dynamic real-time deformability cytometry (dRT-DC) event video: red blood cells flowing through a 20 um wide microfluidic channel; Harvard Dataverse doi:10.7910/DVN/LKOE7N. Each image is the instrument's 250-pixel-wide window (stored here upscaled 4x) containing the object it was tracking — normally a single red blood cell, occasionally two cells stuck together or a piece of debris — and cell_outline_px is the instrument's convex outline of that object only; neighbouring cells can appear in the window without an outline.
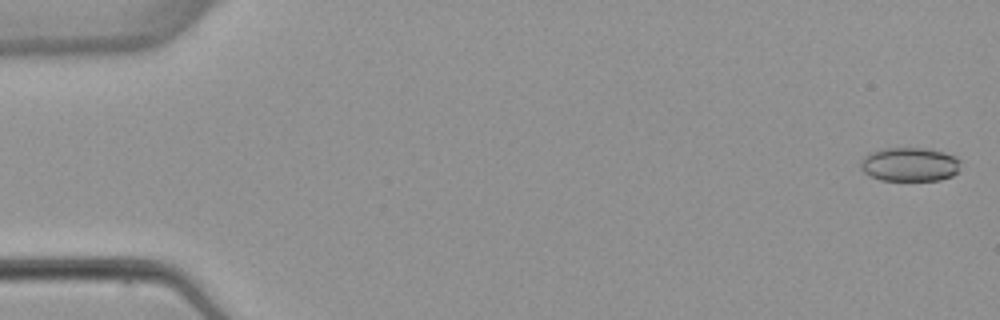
{"species": "common noctule bat (a hibernating species)", "species_latin": "Nyctalus noctula", "temperature_condition": "warm", "stored_images_in_passage": 2, "camera_frame_rate_fps": 3000, "um_per_image_px": 0.085, "animal": {"sex": "female", "body_mass_g": 22.7, "forearm_length_mm": 54.2}, "frame": {"image": 1, "passage_image": 2, "time_ms": 1.333, "image_size_px": [1000, 320], "cell_outline_px": [[960, 172], [952, 176], [940, 180], [880, 180], [868, 176], [860, 168], [860, 160], [864, 156], [880, 148], [932, 148], [956, 156], [960, 160]], "centroid_in_image_um": [77.34, 13.97], "position_along_channel_um": 7.7, "area_um2": 20.23}}